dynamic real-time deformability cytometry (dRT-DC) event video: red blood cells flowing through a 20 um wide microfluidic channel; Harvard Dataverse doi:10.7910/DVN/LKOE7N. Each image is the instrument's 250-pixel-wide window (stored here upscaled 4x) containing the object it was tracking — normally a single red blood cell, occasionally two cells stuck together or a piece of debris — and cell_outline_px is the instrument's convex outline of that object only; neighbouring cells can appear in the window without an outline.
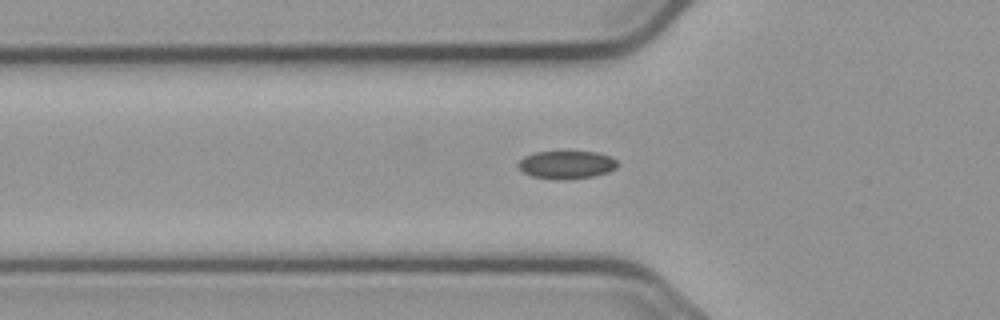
{"species": "common noctule bat (a hibernating species)", "species_latin": "Nyctalus noctula", "temperature_condition": "cold", "stored_images_in_passage": 49, "camera_frame_rate_fps": 3000, "um_per_image_px": 0.085, "animal": {"sex": "male", "body_mass_g": 23.1, "forearm_length_mm": 52.7}, "frame": {"image": 1, "passage_image": 19, "time_ms": 6.0, "image_size_px": [1000, 320], "cell_outline_px": [[616, 168], [608, 172], [592, 176], [564, 180], [552, 180], [532, 176], [524, 172], [516, 164], [524, 156], [536, 152], [596, 152], [608, 156], [616, 160]], "centroid_in_image_um": [48.12, 14.01], "position_along_channel_um": 77.7, "area_um2": 16.07}}
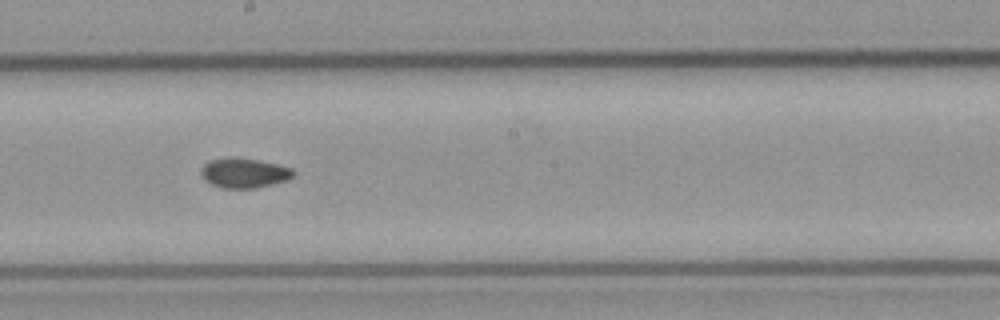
{"frame": {"image": 2, "passage_image": 31, "time_ms": 10.0, "image_size_px": [1000, 320], "cell_outline_px": [[296, 172], [288, 180], [256, 188], [224, 188], [212, 184], [204, 180], [200, 176], [200, 168], [208, 160], [228, 156], [260, 160], [292, 168]], "centroid_in_image_um": [20.71, 14.68], "position_along_channel_um": 227.5, "area_um2": 16.3}}
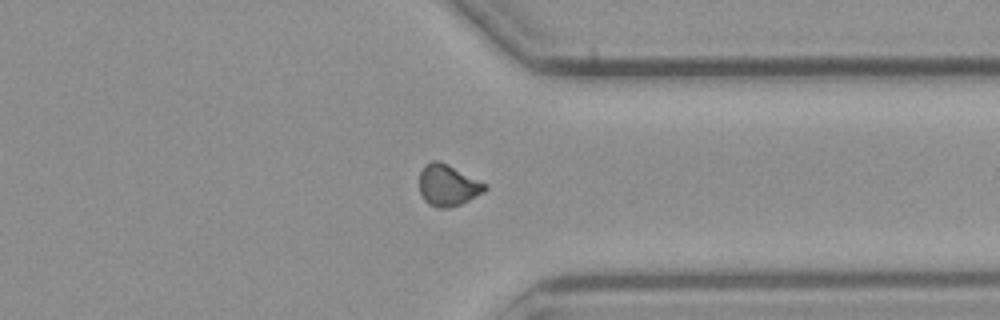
{"frame": {"image": 3, "passage_image": 43, "time_ms": 14.0, "image_size_px": [1000, 320], "cell_outline_px": [[488, 188], [484, 192], [460, 204], [448, 208], [436, 208], [428, 204], [424, 200], [420, 192], [420, 172], [424, 164], [432, 160], [436, 160], [448, 164], [488, 184]], "centroid_in_image_um": [38.07, 15.74], "position_along_channel_um": 373.3, "area_um2": 15.95}}